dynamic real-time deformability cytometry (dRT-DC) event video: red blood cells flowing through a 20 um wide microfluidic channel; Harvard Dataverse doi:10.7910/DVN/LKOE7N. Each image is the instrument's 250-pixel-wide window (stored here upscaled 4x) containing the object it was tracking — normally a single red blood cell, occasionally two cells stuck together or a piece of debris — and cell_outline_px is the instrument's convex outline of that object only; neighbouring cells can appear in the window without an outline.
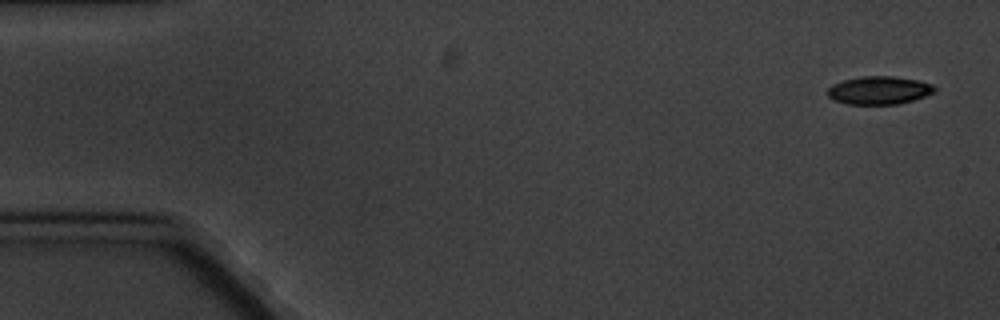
{"species": "common noctule bat (a hibernating species)", "species_latin": "Nyctalus noctula", "temperature_condition": "cold", "stored_images_in_passage": 9, "camera_frame_rate_fps": 3000, "um_per_image_px": 0.085, "animal": {"sex": "male", "body_mass_g": 20.1, "forearm_length_mm": 53.5}, "frame": {"image": 1, "passage_image": 1, "time_ms": 0.0, "image_size_px": [1000, 320], "cell_outline_px": [[936, 92], [900, 104], [848, 104], [832, 100], [828, 96], [828, 88], [832, 84], [844, 80], [860, 76], [892, 76], [916, 80], [932, 84], [936, 88]], "centroid_in_image_um": [74.71, 7.68], "position_along_channel_um": 10.3, "area_um2": 17.51}}
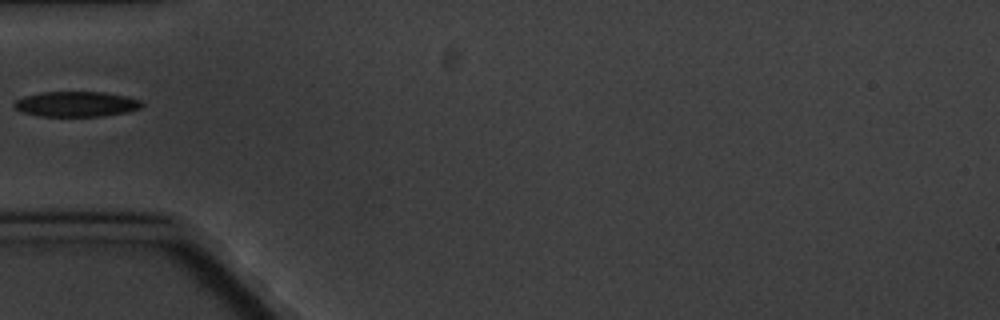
{"frame": {"image": 2, "passage_image": 6, "time_ms": 5.667, "image_size_px": [1000, 320], "cell_outline_px": [[144, 104], [140, 108], [128, 112], [104, 116], [40, 116], [24, 112], [16, 108], [12, 104], [16, 100], [24, 96], [44, 92], [104, 92], [128, 96], [140, 100]], "centroid_in_image_um": [6.53, 8.84], "position_along_channel_um": 78.5, "area_um2": 18.79}}